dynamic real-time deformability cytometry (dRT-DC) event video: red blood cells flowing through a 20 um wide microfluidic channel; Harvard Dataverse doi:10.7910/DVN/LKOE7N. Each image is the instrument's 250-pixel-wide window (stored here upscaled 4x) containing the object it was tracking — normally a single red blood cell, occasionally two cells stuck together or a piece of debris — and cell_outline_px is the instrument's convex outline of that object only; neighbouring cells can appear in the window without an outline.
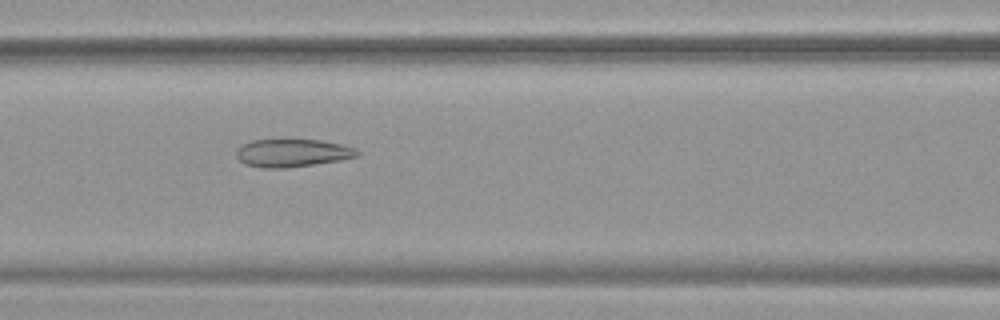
{"species": "common noctule bat (a hibernating species)", "species_latin": "Nyctalus noctula", "temperature_condition": "warm", "stored_images_in_passage": 54, "camera_frame_rate_fps": 3000, "um_per_image_px": 0.085, "animal": {"sex": "female", "body_mass_g": 19.9}, "frame": {"image": 1, "passage_image": 24, "time_ms": 7.667, "image_size_px": [1000, 320], "cell_outline_px": [[360, 152], [356, 156], [340, 160], [284, 168], [264, 168], [244, 164], [236, 156], [236, 148], [240, 144], [252, 140], [320, 140], [340, 144], [356, 148]], "centroid_in_image_um": [24.8, 13.0], "position_along_channel_um": 141.8, "area_um2": 19.54}}
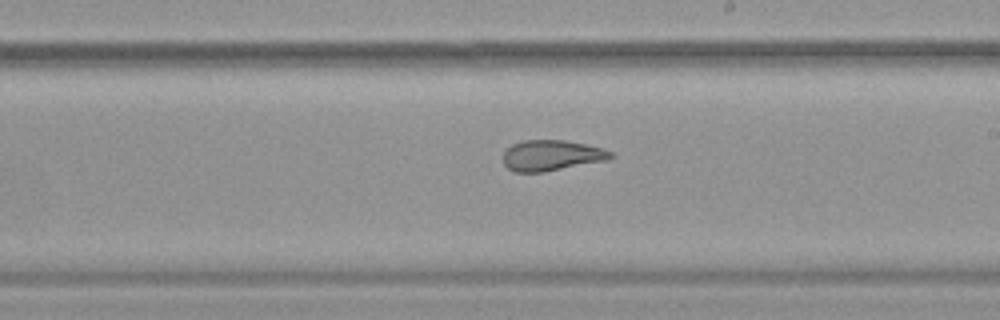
{"frame": {"image": 2, "passage_image": 32, "time_ms": 10.333, "image_size_px": [1000, 320], "cell_outline_px": [[616, 156], [608, 160], [544, 172], [512, 172], [504, 164], [504, 152], [512, 144], [524, 140], [564, 140], [604, 148], [612, 152]], "centroid_in_image_um": [46.91, 13.21], "position_along_channel_um": 242.1, "area_um2": 19.31}}
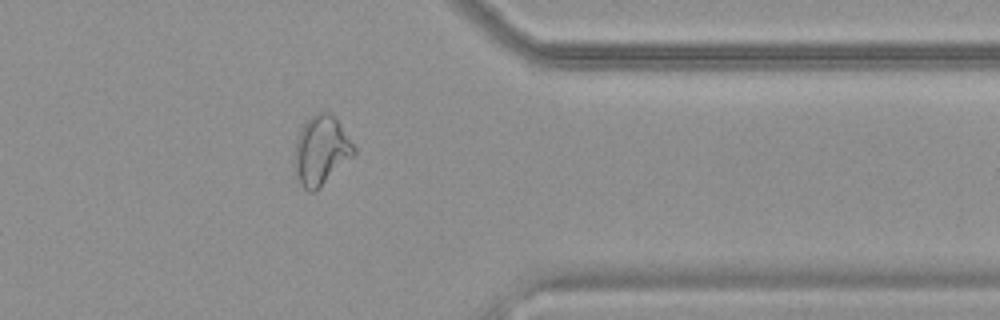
{"frame": {"image": 3, "passage_image": 44, "time_ms": 14.333, "image_size_px": [1000, 320], "cell_outline_px": [[356, 152], [316, 192], [308, 192], [300, 184], [296, 176], [296, 140], [300, 128], [316, 112], [328, 112], [336, 120], [356, 148]], "centroid_in_image_um": [27.29, 12.82], "position_along_channel_um": 384.1, "area_um2": 23.35}, "authors_computed_cell_mechanics": {"area_um2": 24.6517, "velocity_mm_per_s": 3.7804, "shape_relaxation_time_tau1_ms": null, "shape_relaxation_time_tau2_ms": 1.7544, "deformation_change_tau1": null, "deformation_change_tau2": 0.1036}}